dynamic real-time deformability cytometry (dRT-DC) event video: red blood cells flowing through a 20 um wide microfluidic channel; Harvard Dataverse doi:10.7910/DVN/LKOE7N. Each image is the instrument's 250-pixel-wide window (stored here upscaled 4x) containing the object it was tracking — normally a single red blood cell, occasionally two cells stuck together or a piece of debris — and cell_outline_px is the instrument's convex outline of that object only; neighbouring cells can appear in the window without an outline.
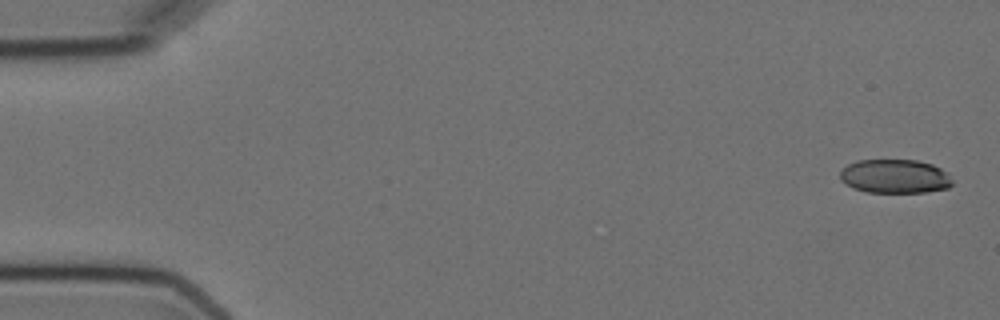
{"species": "Egyptian fruit bat (a non-hibernating species)", "species_latin": "Rousettus aegyptiacus", "temperature_condition": "cold", "stored_images_in_passage": 5, "camera_frame_rate_fps": 3000, "um_per_image_px": 0.085, "animal": {"sex": "female"}, "frame": {"image": 1, "passage_image": 1, "time_ms": 0.0, "image_size_px": [1000, 320], "cell_outline_px": [[952, 184], [948, 188], [924, 192], [868, 192], [852, 188], [840, 180], [840, 172], [848, 164], [856, 160], [916, 160], [932, 164], [948, 172], [952, 180]], "centroid_in_image_um": [76.07, 14.98], "position_along_channel_um": 8.9, "area_um2": 22.25}}
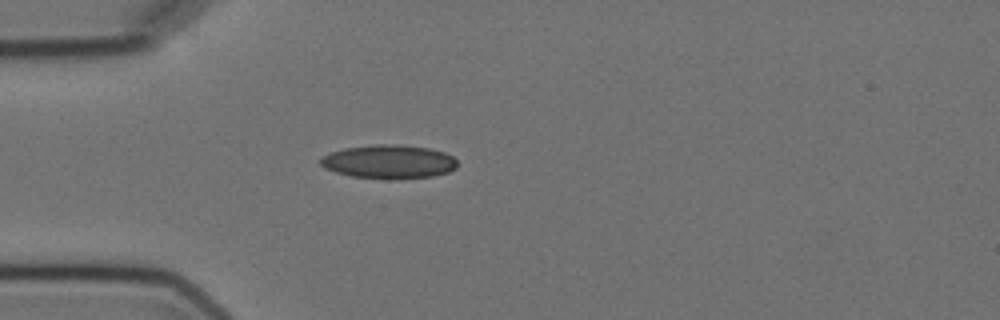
{"frame": {"image": 2, "passage_image": 5, "time_ms": 4.667, "image_size_px": [1000, 320], "cell_outline_px": [[456, 168], [448, 172], [432, 176], [352, 176], [336, 172], [324, 168], [320, 164], [320, 160], [324, 156], [332, 152], [344, 148], [376, 144], [400, 144], [428, 148], [444, 152], [452, 156], [456, 160]], "centroid_in_image_um": [33.05, 13.69], "position_along_channel_um": 52.0, "area_um2": 25.78}}